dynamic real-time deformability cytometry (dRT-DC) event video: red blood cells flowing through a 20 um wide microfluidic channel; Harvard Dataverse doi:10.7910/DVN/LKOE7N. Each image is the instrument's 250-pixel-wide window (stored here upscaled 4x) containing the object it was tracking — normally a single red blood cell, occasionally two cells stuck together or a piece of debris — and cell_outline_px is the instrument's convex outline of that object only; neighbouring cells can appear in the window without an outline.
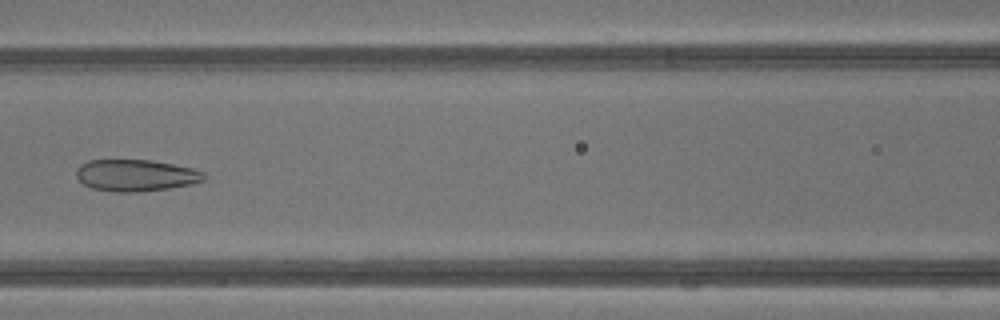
{"species": "common noctule bat (a hibernating species)", "species_latin": "Nyctalus noctula", "temperature_condition": "warm", "stored_images_in_passage": 36, "camera_frame_rate_fps": 3000, "um_per_image_px": 0.085, "animal": {"sex": "male", "body_mass_g": 13.3}, "frame": {"image": 1, "passage_image": 13, "time_ms": 4.0, "image_size_px": [1000, 320], "cell_outline_px": [[204, 180], [192, 184], [168, 188], [140, 192], [116, 192], [92, 188], [84, 184], [76, 176], [76, 168], [80, 164], [88, 160], [148, 160], [172, 164], [192, 168], [204, 172]], "centroid_in_image_um": [11.52, 14.9], "position_along_channel_um": 155.1, "area_um2": 23.52}}
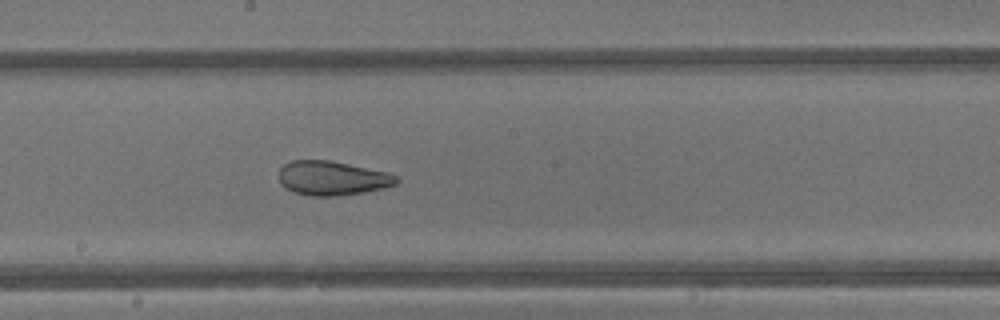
{"frame": {"image": 2, "passage_image": 17, "time_ms": 5.333, "image_size_px": [1000, 320], "cell_outline_px": [[400, 180], [396, 184], [364, 192], [336, 196], [308, 196], [292, 192], [280, 180], [280, 168], [284, 164], [292, 160], [328, 160], [388, 172], [396, 176]], "centroid_in_image_um": [28.24, 15.14], "position_along_channel_um": 220.0, "area_um2": 23.24}}
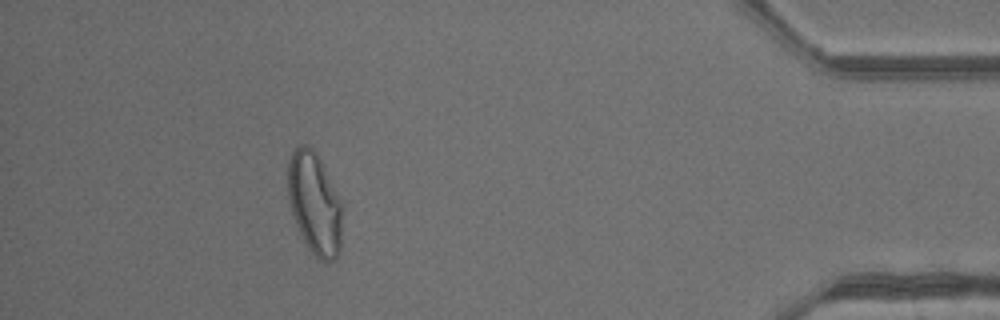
{"frame": {"image": 3, "passage_image": 32, "time_ms": 10.333, "image_size_px": [1000, 320], "cell_outline_px": [[340, 248], [336, 260], [320, 260], [308, 248], [296, 224], [288, 200], [288, 164], [292, 152], [300, 144], [304, 144], [312, 148], [316, 152], [340, 200]], "centroid_in_image_um": [26.71, 17.28], "position_along_channel_um": 408.5, "area_um2": 31.56}, "authors_computed_cell_mechanics": {"area_um2": 28.5821, "velocity_mm_per_s": 4.8792, "shape_relaxation_time_tau1_ms": null, "shape_relaxation_time_tau2_ms": 1.4932, "deformation_change_tau1": null, "deformation_change_tau2": 0.0971}}